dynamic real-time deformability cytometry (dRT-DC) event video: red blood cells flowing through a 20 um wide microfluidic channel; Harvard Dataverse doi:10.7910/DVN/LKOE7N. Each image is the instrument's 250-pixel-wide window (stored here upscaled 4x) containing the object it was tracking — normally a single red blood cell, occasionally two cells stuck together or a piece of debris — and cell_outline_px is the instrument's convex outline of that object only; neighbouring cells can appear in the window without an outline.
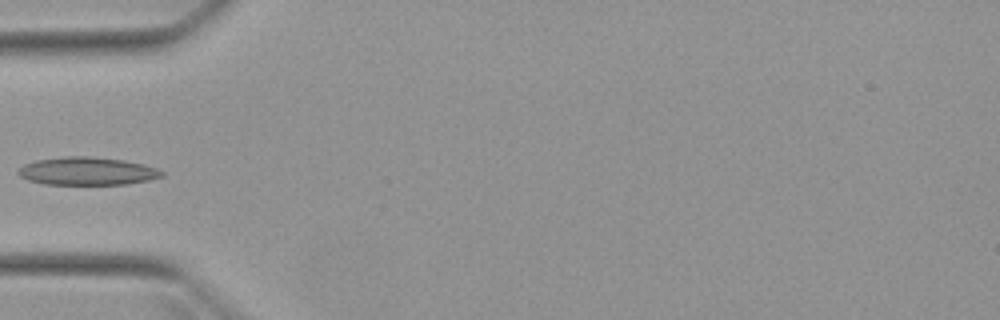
{"species": "Egyptian fruit bat (a non-hibernating species)", "species_latin": "Rousettus aegyptiacus", "temperature_condition": "warm", "stored_images_in_passage": 6, "camera_frame_rate_fps": 3000, "um_per_image_px": 0.085, "animal": {"sex": "female"}, "frame": {"image": 1, "passage_image": 5, "time_ms": 5.333, "image_size_px": [1000, 320], "cell_outline_px": [[164, 176], [148, 180], [124, 184], [44, 184], [28, 180], [20, 176], [16, 172], [24, 164], [36, 160], [64, 156], [84, 156], [124, 160], [144, 164], [156, 168], [164, 172]], "centroid_in_image_um": [7.4, 14.54], "position_along_channel_um": 77.6, "area_um2": 23.29}}
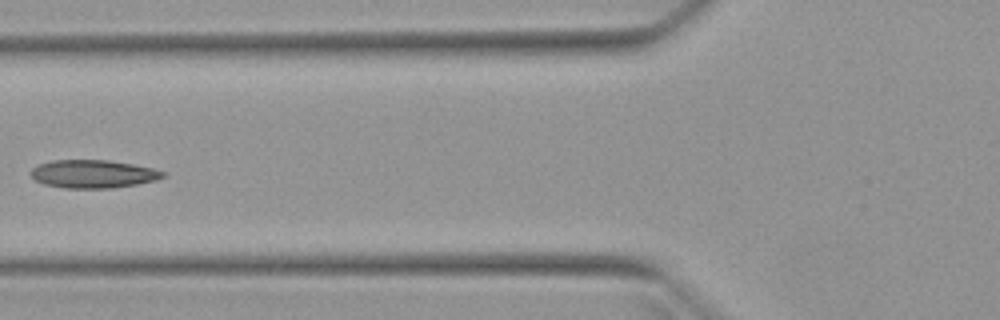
{"frame": {"image": 2, "passage_image": 6, "time_ms": 6.333, "image_size_px": [1000, 320], "cell_outline_px": [[164, 176], [156, 180], [136, 184], [112, 188], [64, 188], [44, 184], [36, 180], [28, 172], [36, 164], [52, 160], [108, 160], [132, 164], [152, 168], [164, 172]], "centroid_in_image_um": [7.86, 14.78], "position_along_channel_um": 117.9, "area_um2": 21.62}}